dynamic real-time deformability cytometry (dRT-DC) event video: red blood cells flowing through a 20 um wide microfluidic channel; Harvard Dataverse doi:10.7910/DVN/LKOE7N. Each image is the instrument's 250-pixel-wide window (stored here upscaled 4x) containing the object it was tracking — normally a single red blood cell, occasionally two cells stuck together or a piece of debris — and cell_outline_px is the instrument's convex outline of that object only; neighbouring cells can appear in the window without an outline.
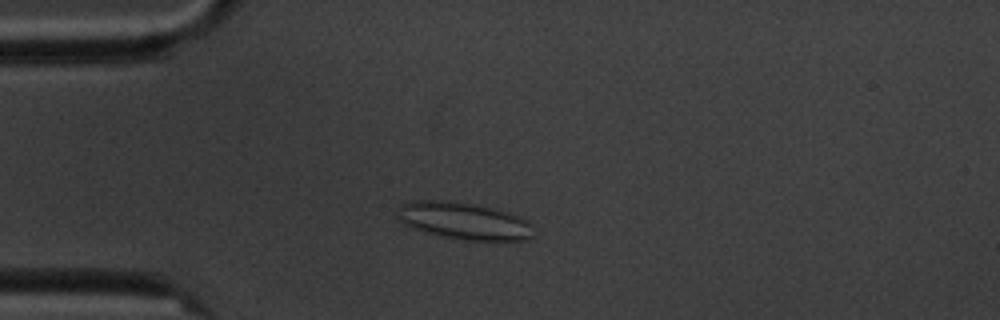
{"species": "common noctule bat (a hibernating species)", "species_latin": "Nyctalus noctula", "temperature_condition": "cold", "stored_images_in_passage": 7, "camera_frame_rate_fps": 3000, "um_per_image_px": 0.085, "animal": {"sex": "male", "body_mass_g": 20.1, "forearm_length_mm": 53.5}, "frame": {"image": 1, "passage_image": 3, "time_ms": 2.333, "image_size_px": [1000, 320], "cell_outline_px": [[536, 236], [528, 240], [464, 240], [424, 232], [404, 224], [396, 216], [396, 208], [404, 204], [416, 200], [440, 200], [496, 208], [508, 212], [528, 220], [532, 224]], "centroid_in_image_um": [39.48, 18.79], "position_along_channel_um": 45.5, "area_um2": 29.48}}
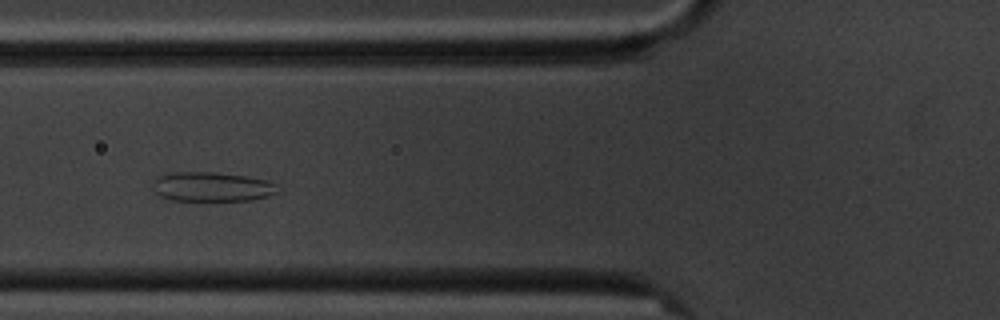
{"frame": {"image": 2, "passage_image": 5, "time_ms": 4.667, "image_size_px": [1000, 320], "cell_outline_px": [[280, 192], [268, 196], [252, 200], [172, 200], [160, 196], [152, 188], [152, 180], [160, 176], [172, 172], [216, 172], [248, 176], [268, 180], [276, 184]], "centroid_in_image_um": [18.03, 15.86], "position_along_channel_um": 107.8, "area_um2": 21.62}}